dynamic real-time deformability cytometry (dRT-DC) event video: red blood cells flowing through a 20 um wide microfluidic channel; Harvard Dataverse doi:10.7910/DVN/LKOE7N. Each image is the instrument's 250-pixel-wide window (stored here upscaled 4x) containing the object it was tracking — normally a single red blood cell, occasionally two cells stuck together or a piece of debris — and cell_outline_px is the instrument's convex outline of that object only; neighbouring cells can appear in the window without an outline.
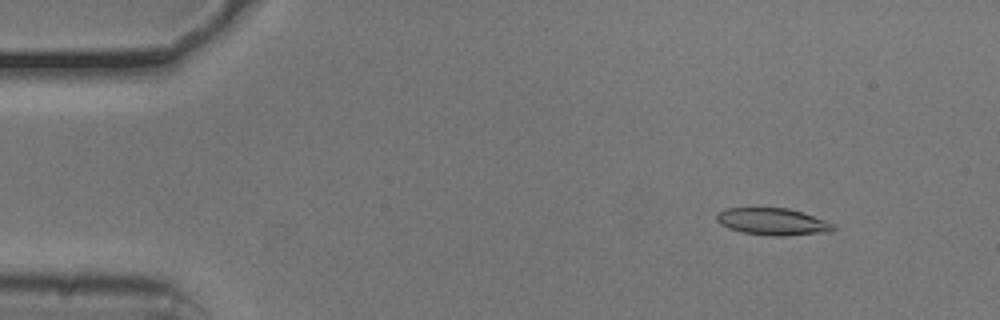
{"species": "common noctule bat (a hibernating species)", "species_latin": "Nyctalus noctula", "temperature_condition": "cold", "stored_images_in_passage": 53, "camera_frame_rate_fps": 3000, "um_per_image_px": 0.085, "animal": {"sex": "male", "body_mass_g": 20.5, "forearm_length_mm": 52.5}, "frame": {"image": 1, "passage_image": 6, "time_ms": 1.667, "image_size_px": [1000, 320], "cell_outline_px": [[836, 228], [832, 232], [788, 236], [772, 236], [740, 232], [728, 228], [720, 224], [716, 220], [716, 212], [728, 208], [788, 208], [836, 224]], "centroid_in_image_um": [65.68, 18.86], "position_along_channel_um": 19.3, "area_um2": 18.55}}
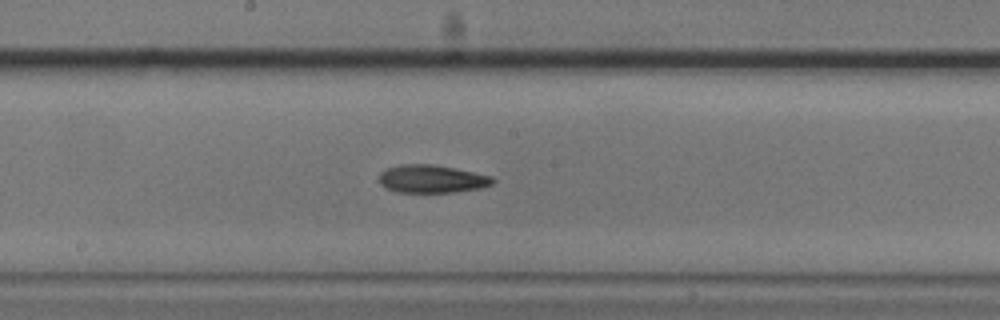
{"frame": {"image": 2, "passage_image": 28, "time_ms": 9.0, "image_size_px": [1000, 320], "cell_outline_px": [[496, 180], [492, 184], [480, 188], [452, 192], [396, 192], [380, 184], [380, 172], [388, 168], [400, 164], [432, 164], [492, 176]], "centroid_in_image_um": [36.7, 15.21], "position_along_channel_um": 211.5, "area_um2": 18.26}}
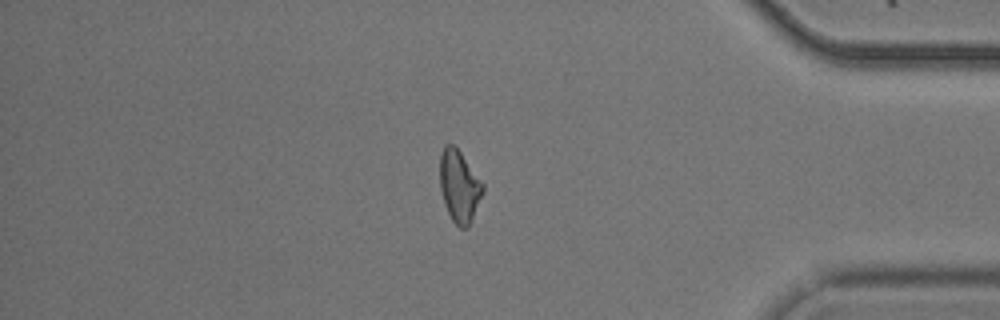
{"frame": {"image": 3, "passage_image": 45, "time_ms": 14.667, "image_size_px": [1000, 320], "cell_outline_px": [[484, 192], [472, 220], [468, 228], [460, 228], [452, 220], [444, 204], [440, 188], [440, 152], [444, 144], [452, 144], [460, 152], [484, 184]], "centroid_in_image_um": [39.04, 15.84], "position_along_channel_um": 396.2, "area_um2": 18.09}, "authors_computed_cell_mechanics": {"area_um2": 18.4382, "velocity_mm_per_s": 3.7941, "shape_relaxation_time_tau1_ms": null, "shape_relaxation_time_tau2_ms": 7.8603, "deformation_change_tau1": null, "deformation_change_tau2": 0.177}}